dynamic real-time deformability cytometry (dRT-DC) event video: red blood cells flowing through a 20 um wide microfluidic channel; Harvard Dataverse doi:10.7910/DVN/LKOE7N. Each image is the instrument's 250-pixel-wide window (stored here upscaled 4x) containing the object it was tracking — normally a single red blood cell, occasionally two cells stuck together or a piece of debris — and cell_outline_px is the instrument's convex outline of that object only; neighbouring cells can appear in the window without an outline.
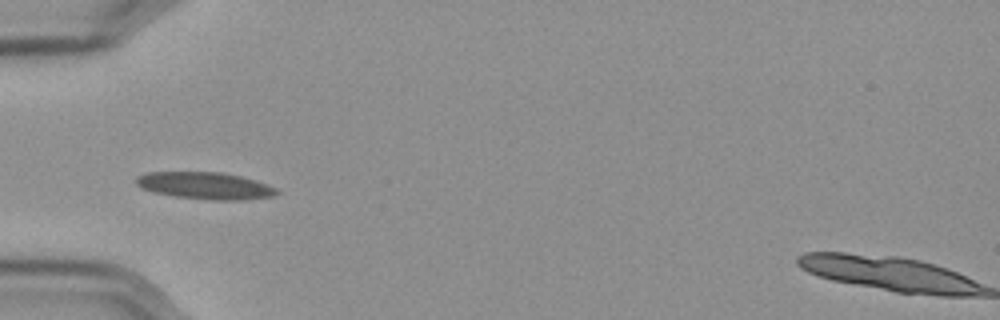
{"species": "Egyptian fruit bat (a non-hibernating species)", "species_latin": "Rousettus aegyptiacus", "temperature_condition": "cold", "stored_images_in_passage": 39, "camera_frame_rate_fps": 3000, "um_per_image_px": 0.085, "frame": {"image": 1, "passage_image": 1, "time_ms": 0.0, "image_size_px": [1000, 320], "cell_outline_px": [[280, 192], [276, 196], [244, 200], [208, 200], [176, 196], [152, 192], [140, 188], [136, 184], [136, 176], [148, 172], [220, 172], [240, 176], [256, 180], [268, 184], [276, 188]], "centroid_in_image_um": [17.46, 15.79], "position_along_channel_um": 67.5, "area_um2": 22.37}}
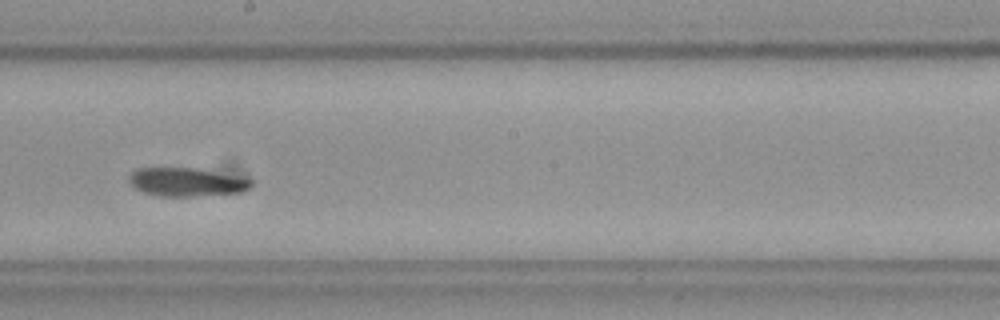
{"frame": {"image": 2, "passage_image": 15, "time_ms": 4.667, "image_size_px": [1000, 320], "cell_outline_px": [[256, 184], [252, 188], [240, 192], [192, 196], [160, 196], [144, 192], [136, 188], [128, 180], [128, 176], [136, 168], [196, 168], [244, 176], [256, 180]], "centroid_in_image_um": [15.97, 15.46], "position_along_channel_um": 232.2, "area_um2": 20.63}}
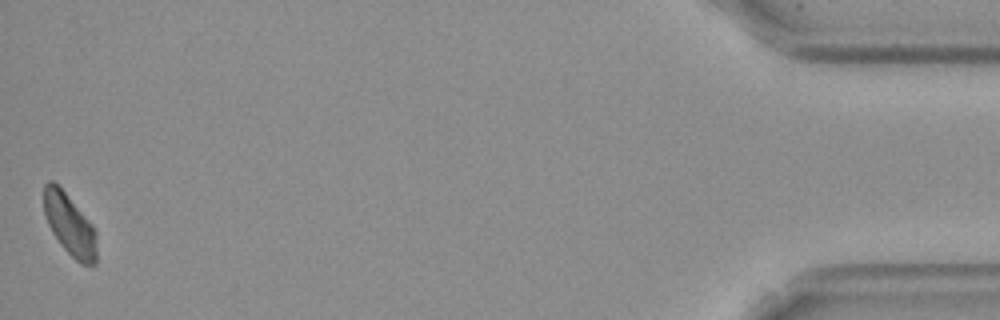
{"frame": {"image": 3, "passage_image": 39, "time_ms": 12.667, "image_size_px": [1000, 320], "cell_outline_px": [[96, 264], [92, 268], [80, 264], [60, 244], [52, 232], [48, 224], [44, 212], [44, 184], [48, 180], [52, 180], [64, 192], [92, 224], [96, 232]], "centroid_in_image_um": [5.93, 19.15], "position_along_channel_um": 429.3, "area_um2": 18.84}}